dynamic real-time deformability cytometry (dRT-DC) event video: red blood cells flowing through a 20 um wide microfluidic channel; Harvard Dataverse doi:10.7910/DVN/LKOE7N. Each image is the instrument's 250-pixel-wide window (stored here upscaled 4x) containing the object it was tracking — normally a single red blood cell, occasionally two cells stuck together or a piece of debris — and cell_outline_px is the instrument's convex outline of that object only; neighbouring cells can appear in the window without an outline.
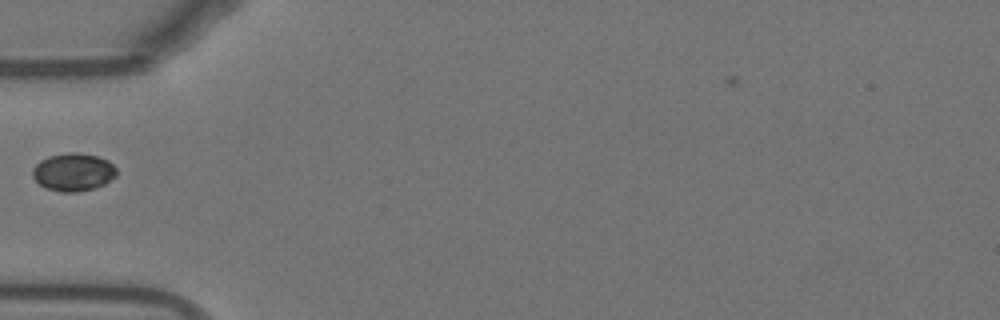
{"species": "Egyptian fruit bat (a non-hibernating species)", "species_latin": "Rousettus aegyptiacus", "temperature_condition": "warm", "stored_images_in_passage": 10, "camera_frame_rate_fps": 3000, "um_per_image_px": 0.085, "animal": {"sex": "female"}, "frame": {"image": 1, "passage_image": 1, "time_ms": 0.0, "image_size_px": [1000, 320], "cell_outline_px": [[116, 176], [104, 184], [92, 188], [76, 192], [60, 192], [44, 188], [32, 176], [32, 168], [40, 160], [48, 156], [68, 152], [76, 152], [96, 156], [108, 160], [116, 168]], "centroid_in_image_um": [6.2, 14.62], "position_along_channel_um": 78.8, "area_um2": 18.55}}
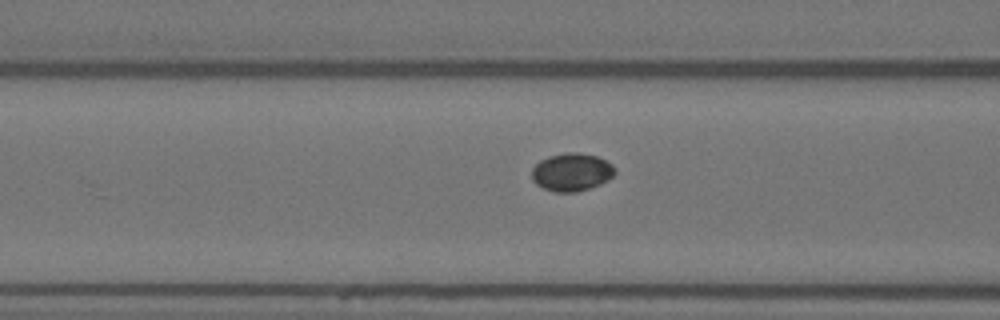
{"frame": {"image": 2, "passage_image": 4, "time_ms": 1.0, "image_size_px": [1000, 320], "cell_outline_px": [[616, 172], [608, 180], [600, 184], [576, 192], [552, 192], [536, 184], [532, 180], [532, 168], [540, 160], [548, 156], [568, 152], [576, 152], [596, 156], [612, 164], [616, 168]], "centroid_in_image_um": [48.58, 14.63], "position_along_channel_um": 118.0, "area_um2": 18.38}}
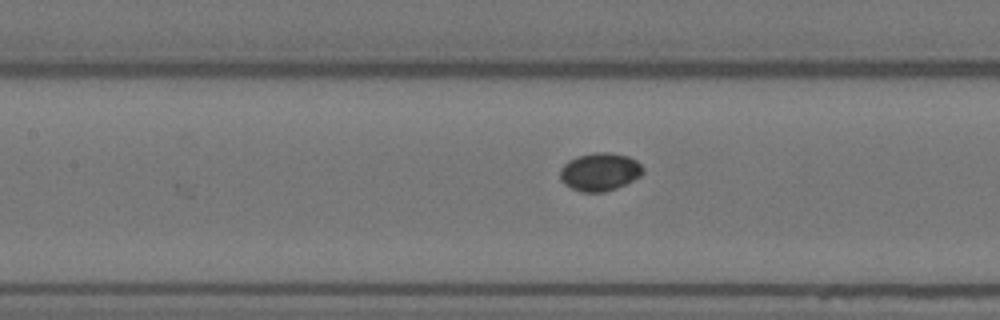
{"frame": {"image": 3, "passage_image": 7, "time_ms": 2.0, "image_size_px": [1000, 320], "cell_outline_px": [[644, 172], [640, 176], [616, 188], [604, 192], [580, 192], [564, 184], [560, 180], [560, 168], [568, 160], [580, 156], [596, 152], [608, 152], [628, 156], [636, 160], [644, 168]], "centroid_in_image_um": [50.97, 14.61], "position_along_channel_um": 156.4, "area_um2": 18.32}}